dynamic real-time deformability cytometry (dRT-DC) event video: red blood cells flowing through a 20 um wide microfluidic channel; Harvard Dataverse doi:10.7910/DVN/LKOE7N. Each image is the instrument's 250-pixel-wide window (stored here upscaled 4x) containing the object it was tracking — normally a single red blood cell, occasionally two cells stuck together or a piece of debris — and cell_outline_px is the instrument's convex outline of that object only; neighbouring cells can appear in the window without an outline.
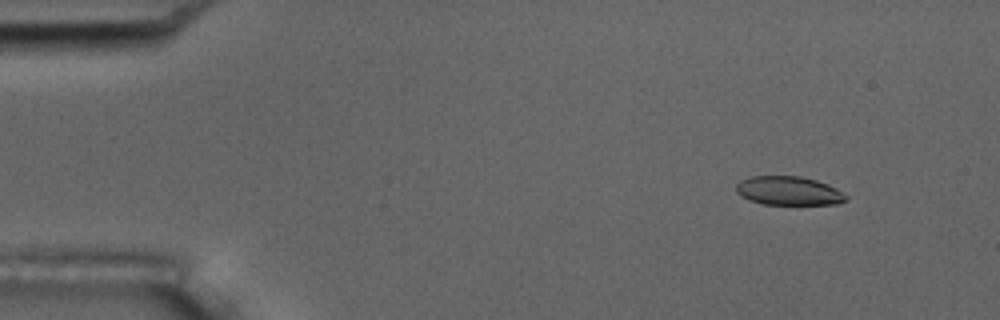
{"species": "common noctule bat (a hibernating species)", "species_latin": "Nyctalus noctula", "temperature_condition": "room temperature", "stored_images_in_passage": 6, "camera_frame_rate_fps": 3000, "um_per_image_px": 0.085, "animal": {"sex": "male", "body_mass_g": 17.5, "forearm_length_mm": 52.3}, "frame": {"image": 1, "passage_image": 2, "time_ms": 1.0, "image_size_px": [1000, 320], "cell_outline_px": [[848, 200], [840, 204], [764, 204], [740, 196], [736, 192], [736, 184], [740, 180], [752, 176], [800, 176], [816, 180], [828, 184], [836, 188], [848, 196]], "centroid_in_image_um": [67.06, 16.21], "position_along_channel_um": 17.9, "area_um2": 18.5}}
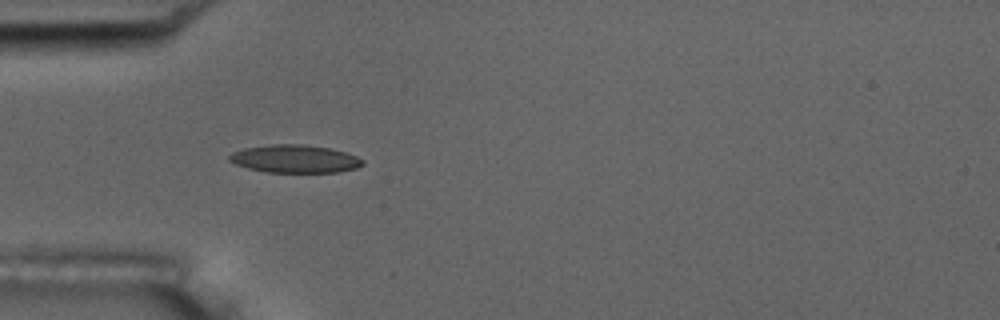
{"frame": {"image": 2, "passage_image": 5, "time_ms": 4.667, "image_size_px": [1000, 320], "cell_outline_px": [[364, 164], [356, 168], [336, 172], [264, 172], [248, 168], [236, 164], [228, 160], [228, 156], [232, 152], [244, 148], [272, 144], [304, 144], [332, 148], [356, 156], [364, 160]], "centroid_in_image_um": [25.05, 13.49], "position_along_channel_um": 59.9, "area_um2": 21.73}}